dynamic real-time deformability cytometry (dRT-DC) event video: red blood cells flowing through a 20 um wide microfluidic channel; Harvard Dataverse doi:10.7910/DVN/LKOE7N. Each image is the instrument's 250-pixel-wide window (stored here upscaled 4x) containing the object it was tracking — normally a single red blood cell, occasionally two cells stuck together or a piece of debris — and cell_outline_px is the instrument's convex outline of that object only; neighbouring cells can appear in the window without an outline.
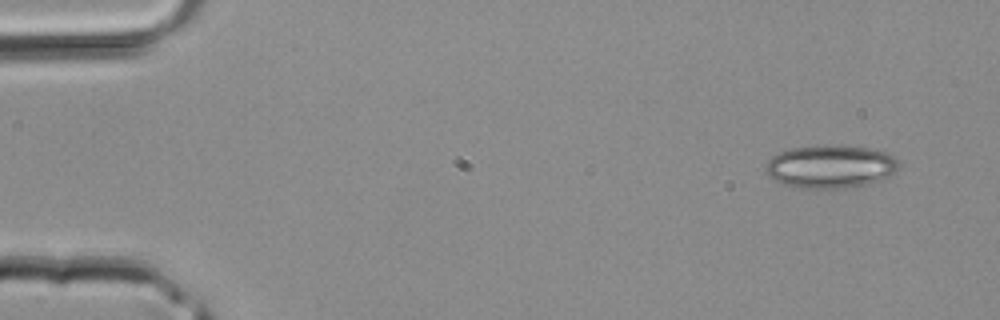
{"species": "common noctule bat (a hibernating species)", "species_latin": "Nyctalus noctula", "temperature_condition": "room temperature", "stored_images_in_passage": 38, "camera_frame_rate_fps": 3000, "um_per_image_px": 0.085, "animal": {"sex": "male", "body_mass_g": 20.4}, "frame": {"image": 1, "passage_image": 1, "time_ms": 0.0, "image_size_px": [1000, 320], "cell_outline_px": [[900, 168], [896, 172], [880, 180], [868, 184], [844, 188], [800, 188], [784, 184], [776, 180], [764, 168], [768, 160], [772, 156], [780, 152], [792, 148], [824, 144], [836, 144], [868, 148], [884, 152], [900, 160]], "centroid_in_image_um": [70.63, 14.14], "position_along_channel_um": 14.4, "area_um2": 33.58}}
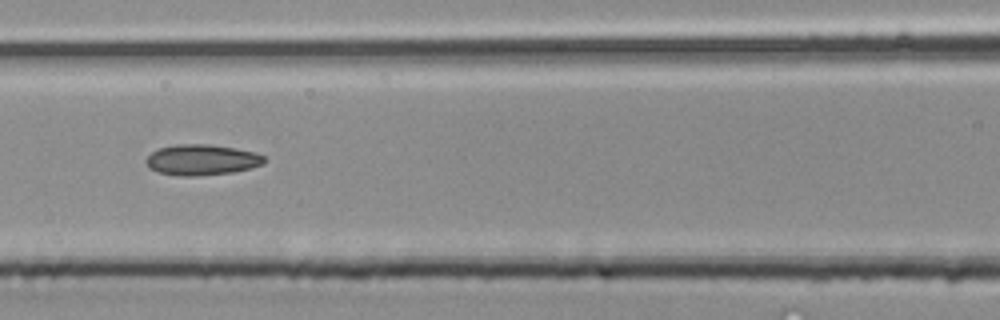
{"frame": {"image": 2, "passage_image": 16, "time_ms": 5.0, "image_size_px": [1000, 320], "cell_outline_px": [[268, 160], [264, 164], [252, 168], [232, 172], [196, 176], [176, 176], [156, 172], [148, 168], [144, 160], [152, 152], [160, 148], [176, 144], [208, 144], [236, 148], [256, 152], [264, 156]], "centroid_in_image_um": [17.16, 13.59], "position_along_channel_um": 149.4, "area_um2": 21.5}}
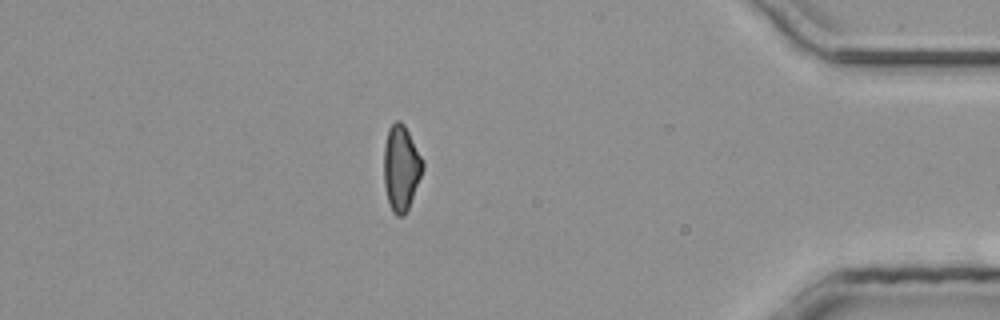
{"frame": {"image": 3, "passage_image": 33, "time_ms": 10.667, "image_size_px": [1000, 320], "cell_outline_px": [[424, 168], [408, 208], [404, 216], [396, 216], [392, 212], [388, 200], [384, 184], [384, 144], [388, 128], [396, 120], [400, 120], [404, 124], [424, 164]], "centroid_in_image_um": [34.07, 14.28], "position_along_channel_um": 401.1, "area_um2": 19.13}}